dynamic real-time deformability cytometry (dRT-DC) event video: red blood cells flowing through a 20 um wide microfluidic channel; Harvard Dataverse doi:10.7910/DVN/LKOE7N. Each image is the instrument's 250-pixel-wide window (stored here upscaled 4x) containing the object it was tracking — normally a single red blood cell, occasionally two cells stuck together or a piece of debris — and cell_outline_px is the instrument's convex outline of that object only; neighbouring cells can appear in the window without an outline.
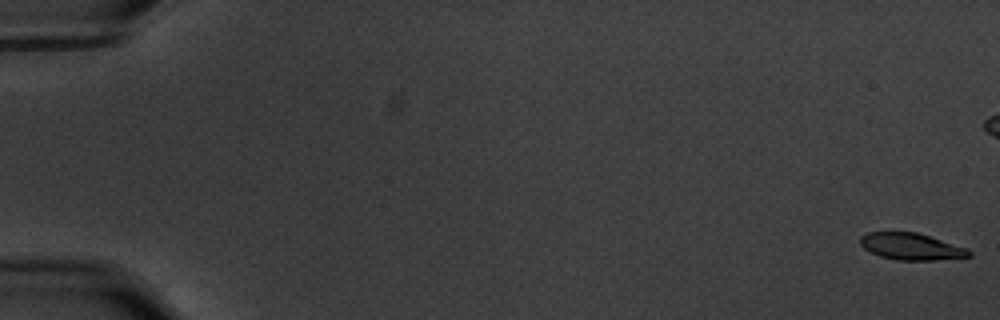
{"species": "common noctule bat (a hibernating species)", "species_latin": "Nyctalus noctula", "temperature_condition": "warm", "stored_images_in_passage": 60, "camera_frame_rate_fps": 3000, "um_per_image_px": 0.085, "animal": {"sex": "male", "body_mass_g": 20.1, "forearm_length_mm": 53.5}, "frame": {"image": 1, "passage_image": 1, "time_ms": 0.0, "image_size_px": [1000, 320], "cell_outline_px": [[972, 256], [936, 260], [896, 260], [880, 256], [864, 248], [860, 244], [860, 236], [868, 232], [916, 232], [968, 248], [972, 252]], "centroid_in_image_um": [77.47, 20.95], "position_along_channel_um": 7.5, "area_um2": 16.94}}
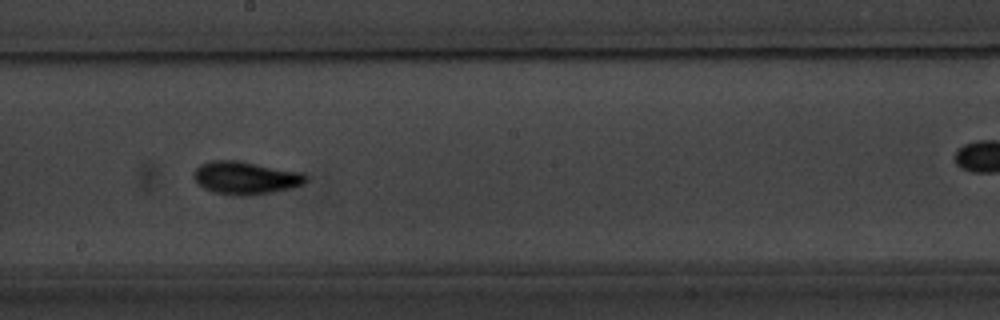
{"frame": {"image": 2, "passage_image": 34, "time_ms": 11.0, "image_size_px": [1000, 320], "cell_outline_px": [[308, 180], [304, 184], [292, 188], [272, 192], [248, 196], [232, 196], [212, 192], [204, 188], [192, 176], [192, 172], [200, 164], [208, 160], [236, 160], [304, 172], [308, 176]], "centroid_in_image_um": [20.88, 15.12], "position_along_channel_um": 227.3, "area_um2": 21.91}}
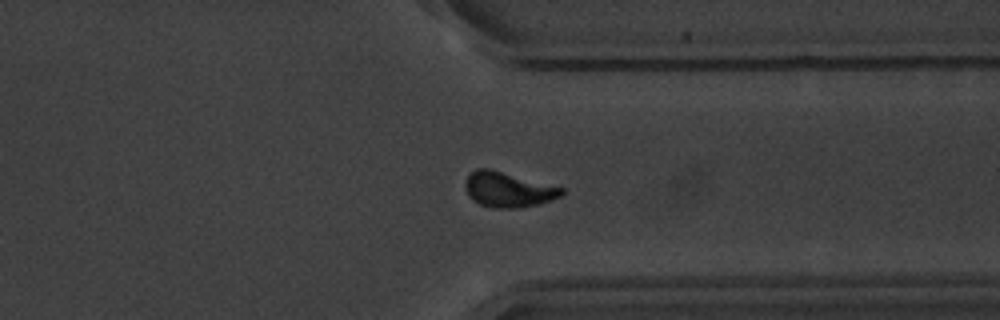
{"frame": {"image": 3, "passage_image": 46, "time_ms": 15.0, "image_size_px": [1000, 320], "cell_outline_px": [[564, 196], [552, 200], [520, 208], [492, 208], [480, 204], [472, 200], [468, 196], [464, 184], [468, 176], [476, 168], [492, 168], [564, 188]], "centroid_in_image_um": [43.2, 16.11], "position_along_channel_um": 368.2, "area_um2": 20.0}, "authors_computed_cell_mechanics": {"area_um2": 18.8428, "velocity_mm_per_s": 3.5299, "shape_relaxation_time_tau1_ms": 2.719, "shape_relaxation_time_tau2_ms": 3.0476, "deformation_change_tau1": 0.1398, "deformation_change_tau2": 0.0809}}